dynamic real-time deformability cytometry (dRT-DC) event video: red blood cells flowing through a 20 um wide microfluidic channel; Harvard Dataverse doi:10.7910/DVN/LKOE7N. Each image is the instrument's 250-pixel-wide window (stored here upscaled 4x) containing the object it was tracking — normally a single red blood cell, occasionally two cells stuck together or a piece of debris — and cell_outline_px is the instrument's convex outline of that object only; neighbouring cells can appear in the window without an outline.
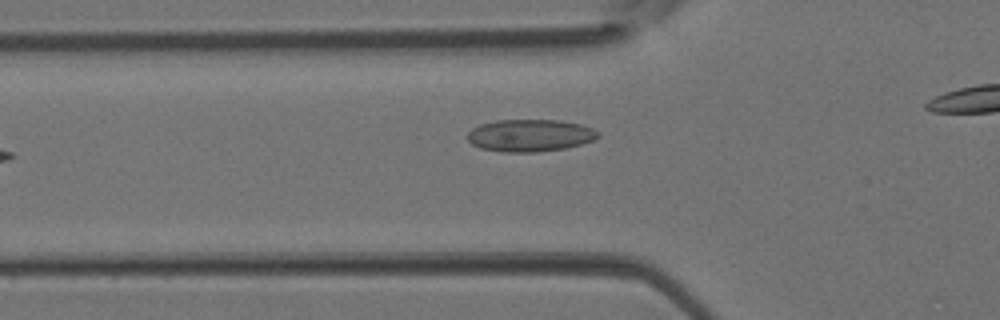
{"species": "Egyptian fruit bat (a non-hibernating species)", "species_latin": "Rousettus aegyptiacus", "temperature_condition": "room temperature", "stored_images_in_passage": 5, "segment_of_instrument_passage": [1, 2], "camera_frame_rate_fps": 3000, "um_per_image_px": 0.085, "animal": {"sex": "female"}, "frame": {"image": 1, "passage_image": 4, "time_ms": 1.0, "image_size_px": [1000, 320], "cell_outline_px": [[600, 136], [592, 140], [580, 144], [564, 148], [536, 152], [504, 152], [480, 148], [472, 144], [468, 140], [468, 132], [472, 128], [480, 124], [496, 120], [560, 120], [580, 124], [592, 128], [600, 132]], "centroid_in_image_um": [45.04, 11.5], "position_along_channel_um": 80.8, "area_um2": 24.51}}